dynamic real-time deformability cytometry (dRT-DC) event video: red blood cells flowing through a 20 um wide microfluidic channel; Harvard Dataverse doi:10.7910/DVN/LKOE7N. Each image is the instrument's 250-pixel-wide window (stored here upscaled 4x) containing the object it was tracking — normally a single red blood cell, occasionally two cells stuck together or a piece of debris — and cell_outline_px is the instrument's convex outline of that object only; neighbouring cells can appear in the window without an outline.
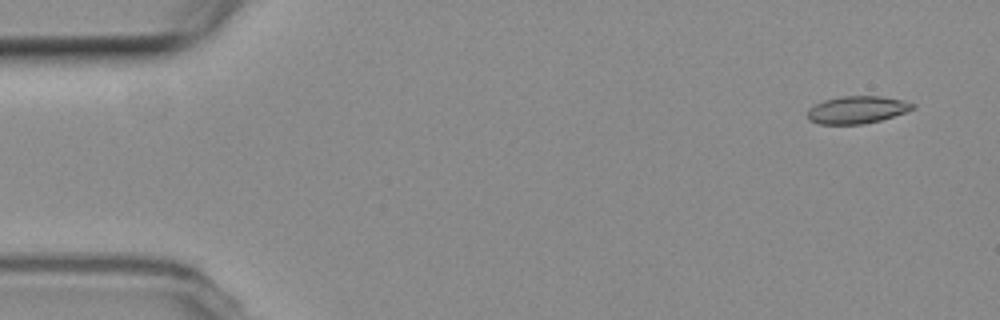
{"species": "common noctule bat (a hibernating species)", "species_latin": "Nyctalus noctula", "temperature_condition": "room temperature", "stored_images_in_passage": 5, "camera_frame_rate_fps": 3000, "um_per_image_px": 0.085, "animal": {"sex": "female", "body_mass_g": 19.3, "forearm_length_mm": 54.1}, "frame": {"image": 1, "passage_image": 1, "time_ms": 0.0, "image_size_px": [1000, 320], "cell_outline_px": [[916, 108], [880, 120], [864, 124], [820, 124], [808, 120], [808, 108], [824, 100], [840, 96], [880, 96], [904, 100], [916, 104]], "centroid_in_image_um": [72.85, 9.32], "position_along_channel_um": 12.1, "area_um2": 16.82}}
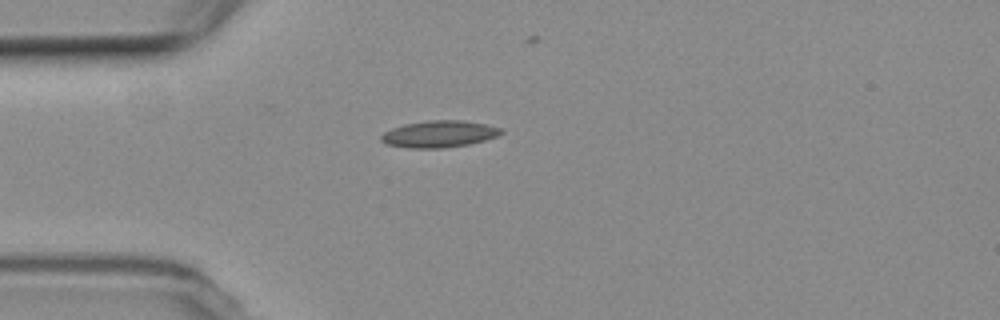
{"frame": {"image": 2, "passage_image": 4, "time_ms": 4.0, "image_size_px": [1000, 320], "cell_outline_px": [[504, 132], [496, 136], [484, 140], [468, 144], [440, 148], [408, 148], [384, 144], [380, 140], [380, 136], [384, 132], [392, 128], [404, 124], [428, 120], [464, 120], [504, 128]], "centroid_in_image_um": [37.3, 11.38], "position_along_channel_um": 47.7, "area_um2": 18.79}}